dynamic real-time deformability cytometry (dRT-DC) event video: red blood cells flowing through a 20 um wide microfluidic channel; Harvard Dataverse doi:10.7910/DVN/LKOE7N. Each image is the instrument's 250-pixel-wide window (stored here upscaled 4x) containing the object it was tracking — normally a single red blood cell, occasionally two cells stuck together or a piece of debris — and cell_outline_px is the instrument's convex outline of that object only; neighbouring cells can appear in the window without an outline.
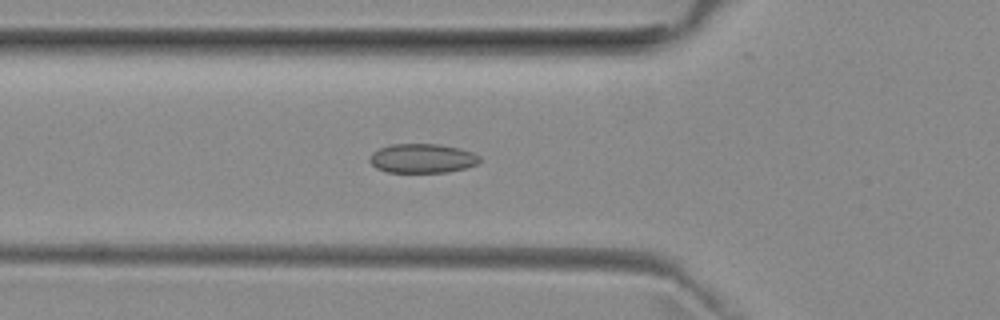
{"species": "common noctule bat (a hibernating species)", "species_latin": "Nyctalus noctula", "temperature_condition": "room temperature", "stored_images_in_passage": 47, "camera_frame_rate_fps": 3000, "um_per_image_px": 0.085, "animal": {"sex": "female", "body_mass_g": 29.2, "forearm_length_mm": 56.3}, "frame": {"image": 1, "passage_image": 18, "time_ms": 5.667, "image_size_px": [1000, 320], "cell_outline_px": [[480, 160], [476, 164], [464, 168], [448, 172], [388, 172], [376, 168], [368, 160], [368, 156], [372, 152], [388, 144], [440, 144], [460, 148], [472, 152], [480, 156]], "centroid_in_image_um": [35.86, 13.45], "position_along_channel_um": 89.9, "area_um2": 18.84}}
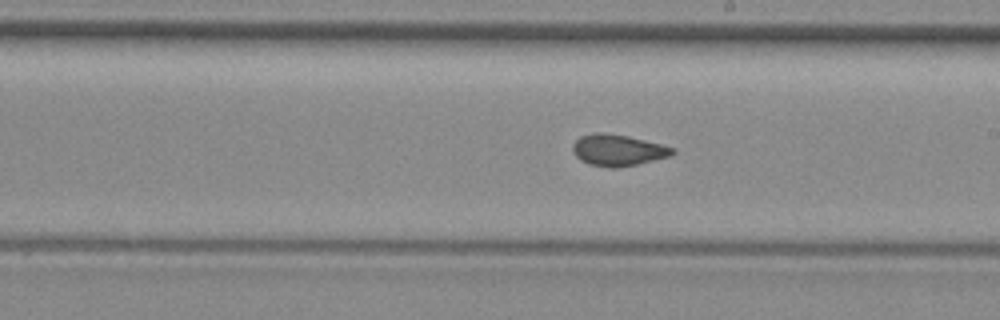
{"frame": {"image": 2, "passage_image": 29, "time_ms": 9.333, "image_size_px": [1000, 320], "cell_outline_px": [[676, 152], [672, 156], [636, 164], [616, 168], [608, 168], [588, 164], [580, 160], [572, 152], [572, 144], [580, 136], [596, 132], [604, 132], [628, 136], [676, 148]], "centroid_in_image_um": [52.51, 12.76], "position_along_channel_um": 236.5, "area_um2": 18.44}}
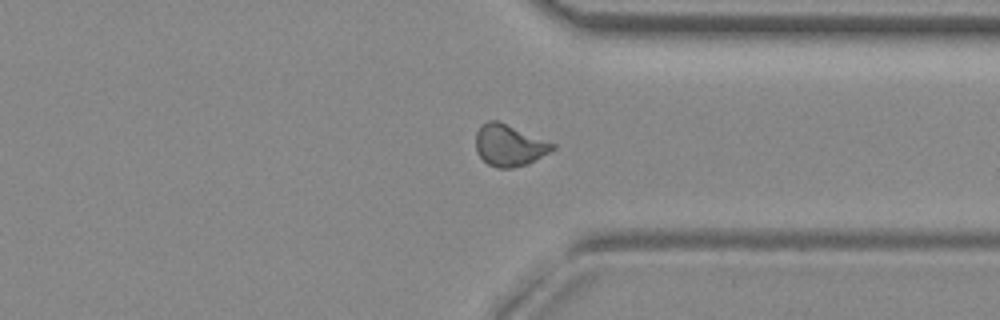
{"frame": {"image": 3, "passage_image": 39, "time_ms": 12.667, "image_size_px": [1000, 320], "cell_outline_px": [[556, 148], [528, 164], [512, 168], [496, 168], [488, 164], [476, 152], [476, 132], [480, 124], [488, 120], [496, 120], [556, 144]], "centroid_in_image_um": [43.26, 12.35], "position_along_channel_um": 368.1, "area_um2": 18.55}}